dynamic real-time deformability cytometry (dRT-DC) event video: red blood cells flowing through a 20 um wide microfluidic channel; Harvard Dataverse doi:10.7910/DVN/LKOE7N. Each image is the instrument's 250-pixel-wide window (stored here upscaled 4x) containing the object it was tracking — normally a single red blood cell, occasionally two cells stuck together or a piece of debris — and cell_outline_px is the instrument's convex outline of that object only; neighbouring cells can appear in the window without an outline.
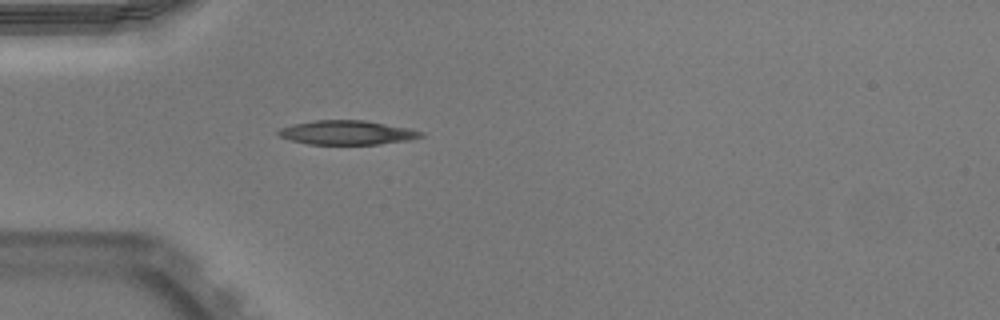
{"species": "Egyptian fruit bat (a non-hibernating species)", "species_latin": "Rousettus aegyptiacus", "temperature_condition": "warm", "stored_images_in_passage": 37, "camera_frame_rate_fps": 3000, "um_per_image_px": 0.085, "animal": {"sex": "male"}, "frame": {"image": 1, "passage_image": 1, "time_ms": 0.0, "image_size_px": [1000, 320], "cell_outline_px": [[424, 136], [412, 140], [380, 144], [308, 144], [292, 140], [280, 136], [276, 132], [280, 128], [292, 124], [316, 120], [364, 120], [408, 128], [424, 132]], "centroid_in_image_um": [29.53, 11.27], "position_along_channel_um": 55.5, "area_um2": 20.06}}
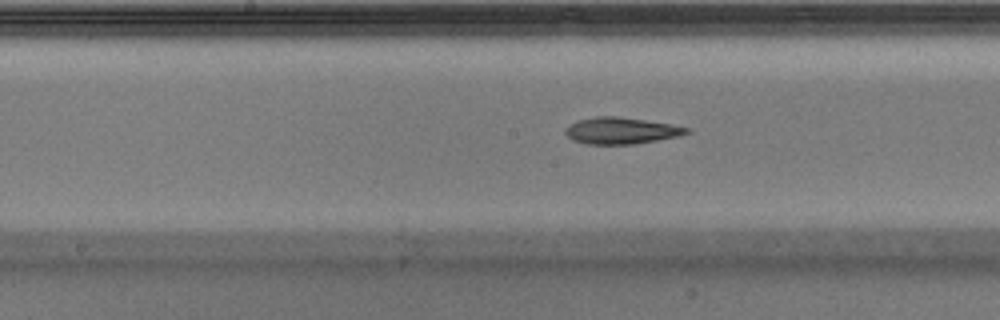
{"frame": {"image": 2, "passage_image": 12, "time_ms": 3.667, "image_size_px": [1000, 320], "cell_outline_px": [[692, 132], [680, 136], [632, 144], [588, 144], [572, 140], [564, 132], [564, 128], [568, 124], [576, 120], [596, 116], [616, 116], [672, 124], [688, 128]], "centroid_in_image_um": [52.76, 11.1], "position_along_channel_um": 195.4, "area_um2": 18.84}}
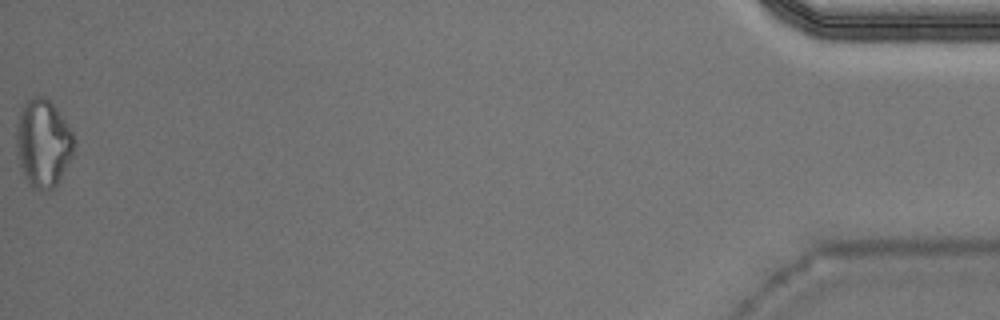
{"frame": {"image": 3, "passage_image": 37, "time_ms": 12.0, "image_size_px": [1000, 320], "cell_outline_px": [[76, 144], [72, 156], [60, 180], [48, 192], [32, 188], [24, 176], [16, 152], [16, 124], [20, 112], [24, 104], [28, 100], [36, 96], [44, 96], [56, 108], [72, 132], [76, 140]], "centroid_in_image_um": [3.67, 12.2], "position_along_channel_um": 431.5, "area_um2": 29.65}, "authors_computed_cell_mechanics": {"area_um2": 19.363, "velocity_mm_per_s": 3.9783, "shape_relaxation_time_tau1_ms": 10.5898, "shape_relaxation_time_tau2_ms": null, "deformation_change_tau1": 0.2545, "deformation_change_tau2": null}}